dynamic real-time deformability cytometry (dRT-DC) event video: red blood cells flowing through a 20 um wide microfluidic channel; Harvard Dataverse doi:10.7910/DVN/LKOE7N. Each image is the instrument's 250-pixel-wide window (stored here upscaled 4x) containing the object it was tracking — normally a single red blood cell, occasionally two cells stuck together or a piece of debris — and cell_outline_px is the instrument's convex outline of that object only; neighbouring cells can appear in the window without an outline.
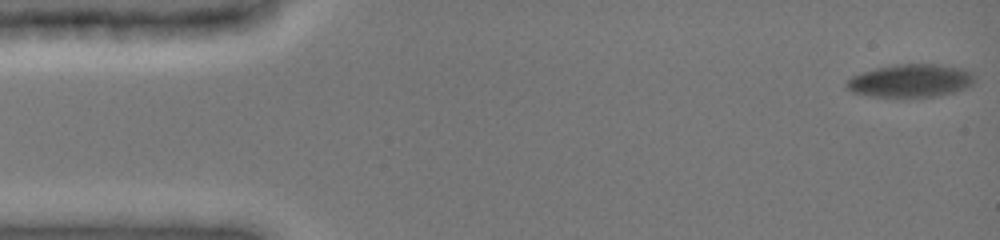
{"species": "common noctule bat (a hibernating species)", "species_latin": "Nyctalus noctula", "temperature_condition": "cold", "stored_images_in_passage": 47, "camera_frame_rate_fps": 3000, "um_per_image_px": 0.085, "animal": {"sex": "female", "body_mass_g": 19.0, "forearm_length_mm": 51.5}, "frame": {"image": 1, "passage_image": 1, "time_ms": 0.0, "image_size_px": [1000, 240], "cell_outline_px": [[976, 80], [972, 84], [956, 92], [936, 96], [872, 96], [852, 92], [844, 88], [844, 84], [852, 76], [876, 68], [896, 64], [940, 64], [964, 68], [972, 72], [976, 76]], "centroid_in_image_um": [77.44, 6.84], "position_along_channel_um": 7.6, "area_um2": 24.68}}
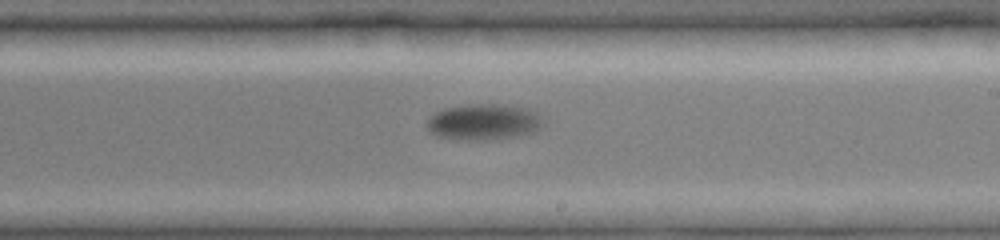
{"frame": {"image": 2, "passage_image": 30, "time_ms": 9.667, "image_size_px": [1000, 240], "cell_outline_px": [[544, 124], [536, 132], [520, 136], [488, 140], [460, 140], [440, 136], [428, 132], [428, 120], [436, 112], [444, 108], [468, 104], [504, 104], [528, 108], [536, 112], [540, 116]], "centroid_in_image_um": [41.16, 10.37], "position_along_channel_um": 247.8, "area_um2": 24.68}}
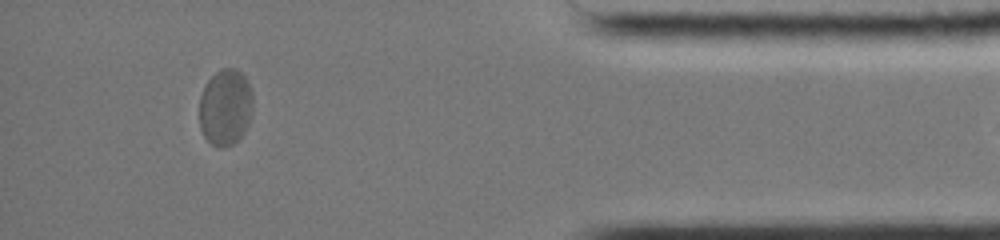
{"frame": {"image": 3, "passage_image": 46, "time_ms": 15.0, "image_size_px": [1000, 240], "cell_outline_px": [[252, 116], [244, 132], [232, 144], [220, 148], [212, 144], [204, 136], [200, 128], [200, 96], [208, 80], [220, 68], [236, 68], [248, 80], [252, 92]], "centroid_in_image_um": [19.17, 9.1], "position_along_channel_um": 416.0, "area_um2": 23.87}}